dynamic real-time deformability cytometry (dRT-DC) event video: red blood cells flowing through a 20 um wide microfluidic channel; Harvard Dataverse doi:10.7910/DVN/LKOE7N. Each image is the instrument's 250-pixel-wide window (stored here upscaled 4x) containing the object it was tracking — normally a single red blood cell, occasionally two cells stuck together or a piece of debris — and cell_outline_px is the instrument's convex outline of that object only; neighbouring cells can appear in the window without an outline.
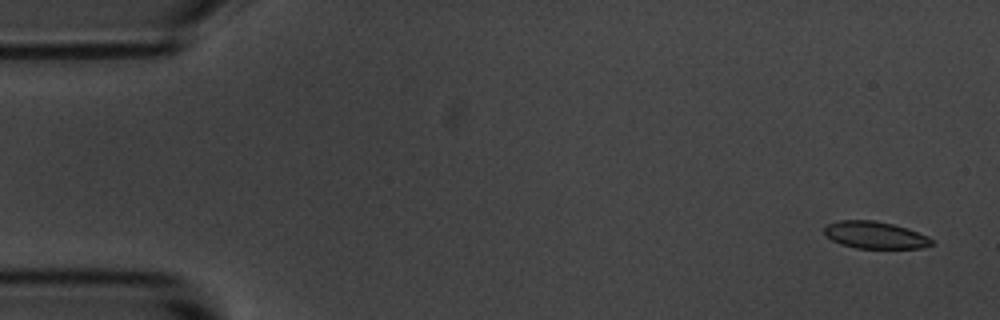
{"species": "common noctule bat (a hibernating species)", "species_latin": "Nyctalus noctula", "temperature_condition": "room temperature", "stored_images_in_passage": 9, "camera_frame_rate_fps": 3000, "um_per_image_px": 0.085, "animal": {"sex": "male", "body_mass_g": 20.1, "forearm_length_mm": 53.5}, "frame": {"image": 1, "passage_image": 1, "time_ms": 0.0, "image_size_px": [1000, 320], "cell_outline_px": [[932, 244], [920, 248], [856, 248], [840, 244], [824, 236], [824, 228], [828, 224], [840, 220], [872, 220], [892, 224], [928, 236], [932, 240]], "centroid_in_image_um": [74.32, 19.98], "position_along_channel_um": 10.7, "area_um2": 16.76}}
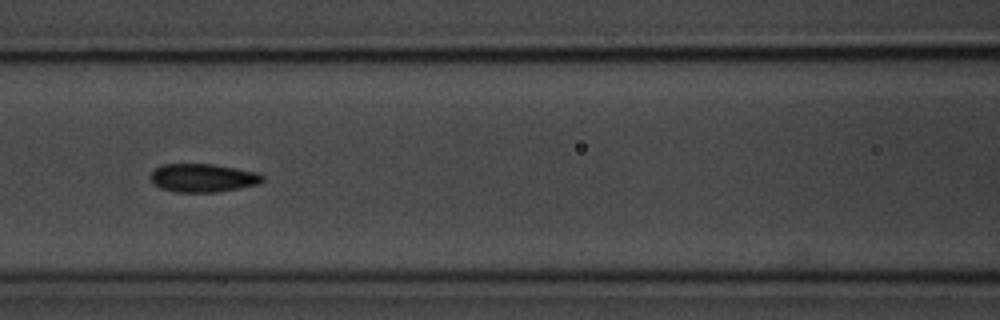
{"frame": {"image": 2, "passage_image": 7, "time_ms": 7.0, "image_size_px": [1000, 320], "cell_outline_px": [[264, 180], [256, 184], [240, 188], [216, 192], [176, 192], [160, 188], [152, 184], [152, 172], [160, 164], [216, 164], [256, 172], [264, 176]], "centroid_in_image_um": [17.24, 15.12], "position_along_channel_um": 149.4, "area_um2": 18.5}}
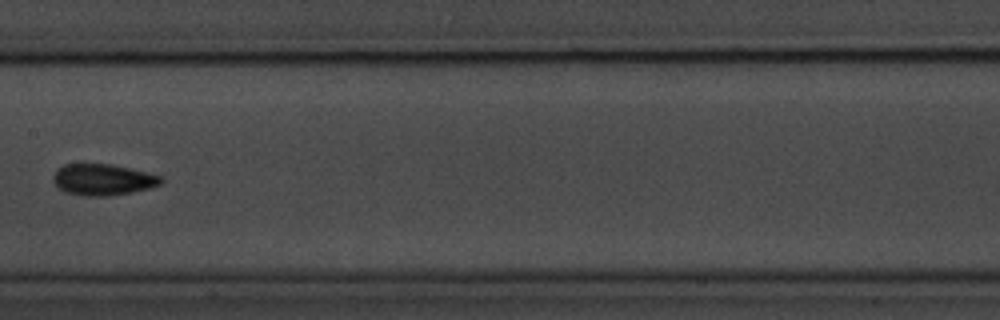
{"frame": {"image": 3, "passage_image": 8, "time_ms": 8.333, "image_size_px": [1000, 320], "cell_outline_px": [[164, 180], [160, 184], [148, 188], [132, 192], [108, 196], [84, 196], [64, 192], [52, 180], [52, 176], [64, 164], [108, 164], [128, 168], [164, 176]], "centroid_in_image_um": [8.76, 15.28], "position_along_channel_um": 198.6, "area_um2": 19.54}}